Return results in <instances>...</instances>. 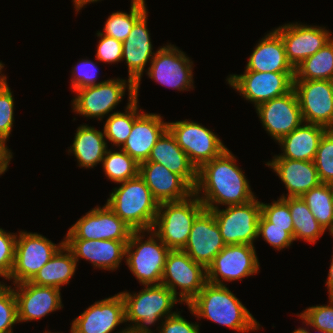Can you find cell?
Instances as JSON below:
<instances>
[{
    "label": "cell",
    "mask_w": 333,
    "mask_h": 333,
    "mask_svg": "<svg viewBox=\"0 0 333 333\" xmlns=\"http://www.w3.org/2000/svg\"><path fill=\"white\" fill-rule=\"evenodd\" d=\"M102 167L107 179L116 184L139 175V163L120 148L119 151L107 149Z\"/></svg>",
    "instance_id": "8d00e7d4"
},
{
    "label": "cell",
    "mask_w": 333,
    "mask_h": 333,
    "mask_svg": "<svg viewBox=\"0 0 333 333\" xmlns=\"http://www.w3.org/2000/svg\"><path fill=\"white\" fill-rule=\"evenodd\" d=\"M214 218L226 245H253L258 238L261 204L257 198L242 205L213 209Z\"/></svg>",
    "instance_id": "8fae6325"
},
{
    "label": "cell",
    "mask_w": 333,
    "mask_h": 333,
    "mask_svg": "<svg viewBox=\"0 0 333 333\" xmlns=\"http://www.w3.org/2000/svg\"><path fill=\"white\" fill-rule=\"evenodd\" d=\"M106 141L104 130L99 131L93 126L82 124L76 130L68 153L74 154L79 167L94 168L102 163L108 149Z\"/></svg>",
    "instance_id": "f546056e"
},
{
    "label": "cell",
    "mask_w": 333,
    "mask_h": 333,
    "mask_svg": "<svg viewBox=\"0 0 333 333\" xmlns=\"http://www.w3.org/2000/svg\"><path fill=\"white\" fill-rule=\"evenodd\" d=\"M328 277L326 281V286L328 289L329 297H333V254L331 257V264L329 266Z\"/></svg>",
    "instance_id": "681fc988"
},
{
    "label": "cell",
    "mask_w": 333,
    "mask_h": 333,
    "mask_svg": "<svg viewBox=\"0 0 333 333\" xmlns=\"http://www.w3.org/2000/svg\"><path fill=\"white\" fill-rule=\"evenodd\" d=\"M125 112L116 111L108 115L103 126L106 140L112 146L121 147L131 133L135 119L143 112L138 109V100L135 96H128Z\"/></svg>",
    "instance_id": "d6a6232c"
},
{
    "label": "cell",
    "mask_w": 333,
    "mask_h": 333,
    "mask_svg": "<svg viewBox=\"0 0 333 333\" xmlns=\"http://www.w3.org/2000/svg\"><path fill=\"white\" fill-rule=\"evenodd\" d=\"M160 326L157 327L158 333H200L199 324L187 321L180 315V311L166 317Z\"/></svg>",
    "instance_id": "7dc6e473"
},
{
    "label": "cell",
    "mask_w": 333,
    "mask_h": 333,
    "mask_svg": "<svg viewBox=\"0 0 333 333\" xmlns=\"http://www.w3.org/2000/svg\"><path fill=\"white\" fill-rule=\"evenodd\" d=\"M263 237L276 250H283L294 242V227L272 226L262 215L258 221V238Z\"/></svg>",
    "instance_id": "f35d334b"
},
{
    "label": "cell",
    "mask_w": 333,
    "mask_h": 333,
    "mask_svg": "<svg viewBox=\"0 0 333 333\" xmlns=\"http://www.w3.org/2000/svg\"><path fill=\"white\" fill-rule=\"evenodd\" d=\"M143 288L134 294L120 292L125 303V322L130 323L126 326L129 333H154L149 326L174 315L177 311L172 312L173 307L176 303H182L164 285H147Z\"/></svg>",
    "instance_id": "3957f363"
},
{
    "label": "cell",
    "mask_w": 333,
    "mask_h": 333,
    "mask_svg": "<svg viewBox=\"0 0 333 333\" xmlns=\"http://www.w3.org/2000/svg\"><path fill=\"white\" fill-rule=\"evenodd\" d=\"M147 15L148 12L134 24L129 35L122 42V61L125 60L128 66V79L135 84V99L137 100L145 67L156 54L153 50L151 36L147 27Z\"/></svg>",
    "instance_id": "7402d4cb"
},
{
    "label": "cell",
    "mask_w": 333,
    "mask_h": 333,
    "mask_svg": "<svg viewBox=\"0 0 333 333\" xmlns=\"http://www.w3.org/2000/svg\"><path fill=\"white\" fill-rule=\"evenodd\" d=\"M16 323L19 322L13 288L0 281V333H13Z\"/></svg>",
    "instance_id": "ab89813d"
},
{
    "label": "cell",
    "mask_w": 333,
    "mask_h": 333,
    "mask_svg": "<svg viewBox=\"0 0 333 333\" xmlns=\"http://www.w3.org/2000/svg\"><path fill=\"white\" fill-rule=\"evenodd\" d=\"M261 204V215L272 223V226L279 227H293V220L290 213L288 203L283 199L279 198L270 203Z\"/></svg>",
    "instance_id": "b9f144b4"
},
{
    "label": "cell",
    "mask_w": 333,
    "mask_h": 333,
    "mask_svg": "<svg viewBox=\"0 0 333 333\" xmlns=\"http://www.w3.org/2000/svg\"><path fill=\"white\" fill-rule=\"evenodd\" d=\"M204 209L205 206L194 193L181 201L160 203L151 230L170 250H182L193 222Z\"/></svg>",
    "instance_id": "8992f818"
},
{
    "label": "cell",
    "mask_w": 333,
    "mask_h": 333,
    "mask_svg": "<svg viewBox=\"0 0 333 333\" xmlns=\"http://www.w3.org/2000/svg\"><path fill=\"white\" fill-rule=\"evenodd\" d=\"M43 333H53V332L45 330ZM54 333H57V332H54ZM58 333H60V332H58Z\"/></svg>",
    "instance_id": "11a10c76"
},
{
    "label": "cell",
    "mask_w": 333,
    "mask_h": 333,
    "mask_svg": "<svg viewBox=\"0 0 333 333\" xmlns=\"http://www.w3.org/2000/svg\"><path fill=\"white\" fill-rule=\"evenodd\" d=\"M106 204L133 231L151 230L158 212L159 203L152 196L145 181L138 175L117 183Z\"/></svg>",
    "instance_id": "277c9868"
},
{
    "label": "cell",
    "mask_w": 333,
    "mask_h": 333,
    "mask_svg": "<svg viewBox=\"0 0 333 333\" xmlns=\"http://www.w3.org/2000/svg\"><path fill=\"white\" fill-rule=\"evenodd\" d=\"M207 283V270L183 250H170L166 257L161 285L188 305ZM177 288L180 289L177 292ZM179 295V297H178Z\"/></svg>",
    "instance_id": "52a82bcc"
},
{
    "label": "cell",
    "mask_w": 333,
    "mask_h": 333,
    "mask_svg": "<svg viewBox=\"0 0 333 333\" xmlns=\"http://www.w3.org/2000/svg\"><path fill=\"white\" fill-rule=\"evenodd\" d=\"M7 139L0 136V176L7 171L10 161L13 158V153L6 145Z\"/></svg>",
    "instance_id": "c3c4849f"
},
{
    "label": "cell",
    "mask_w": 333,
    "mask_h": 333,
    "mask_svg": "<svg viewBox=\"0 0 333 333\" xmlns=\"http://www.w3.org/2000/svg\"><path fill=\"white\" fill-rule=\"evenodd\" d=\"M74 3V8L76 9L75 11L78 12L79 10H81L85 5H87L88 3H94V2H98L101 0H72Z\"/></svg>",
    "instance_id": "816d5d0a"
},
{
    "label": "cell",
    "mask_w": 333,
    "mask_h": 333,
    "mask_svg": "<svg viewBox=\"0 0 333 333\" xmlns=\"http://www.w3.org/2000/svg\"><path fill=\"white\" fill-rule=\"evenodd\" d=\"M225 246L213 212L204 209L193 222L188 241L182 250L207 269Z\"/></svg>",
    "instance_id": "ffe728a7"
},
{
    "label": "cell",
    "mask_w": 333,
    "mask_h": 333,
    "mask_svg": "<svg viewBox=\"0 0 333 333\" xmlns=\"http://www.w3.org/2000/svg\"><path fill=\"white\" fill-rule=\"evenodd\" d=\"M145 232L149 236L144 241ZM169 251L152 230L133 231L126 245L124 259L140 284L160 285Z\"/></svg>",
    "instance_id": "5b68a950"
},
{
    "label": "cell",
    "mask_w": 333,
    "mask_h": 333,
    "mask_svg": "<svg viewBox=\"0 0 333 333\" xmlns=\"http://www.w3.org/2000/svg\"><path fill=\"white\" fill-rule=\"evenodd\" d=\"M297 316L311 328L333 333V297H329L328 305L308 307Z\"/></svg>",
    "instance_id": "60d3db41"
},
{
    "label": "cell",
    "mask_w": 333,
    "mask_h": 333,
    "mask_svg": "<svg viewBox=\"0 0 333 333\" xmlns=\"http://www.w3.org/2000/svg\"><path fill=\"white\" fill-rule=\"evenodd\" d=\"M245 70L256 72H295L288 61L281 36L272 30L253 48Z\"/></svg>",
    "instance_id": "83f0119b"
},
{
    "label": "cell",
    "mask_w": 333,
    "mask_h": 333,
    "mask_svg": "<svg viewBox=\"0 0 333 333\" xmlns=\"http://www.w3.org/2000/svg\"><path fill=\"white\" fill-rule=\"evenodd\" d=\"M314 163L321 183L333 184V129L320 140Z\"/></svg>",
    "instance_id": "74e56055"
},
{
    "label": "cell",
    "mask_w": 333,
    "mask_h": 333,
    "mask_svg": "<svg viewBox=\"0 0 333 333\" xmlns=\"http://www.w3.org/2000/svg\"><path fill=\"white\" fill-rule=\"evenodd\" d=\"M97 37L100 38L97 46L96 60L114 64L122 61L123 43L115 38L106 36L97 31Z\"/></svg>",
    "instance_id": "f6af8a7d"
},
{
    "label": "cell",
    "mask_w": 333,
    "mask_h": 333,
    "mask_svg": "<svg viewBox=\"0 0 333 333\" xmlns=\"http://www.w3.org/2000/svg\"><path fill=\"white\" fill-rule=\"evenodd\" d=\"M292 333H303L299 328L295 329Z\"/></svg>",
    "instance_id": "db71d44e"
},
{
    "label": "cell",
    "mask_w": 333,
    "mask_h": 333,
    "mask_svg": "<svg viewBox=\"0 0 333 333\" xmlns=\"http://www.w3.org/2000/svg\"><path fill=\"white\" fill-rule=\"evenodd\" d=\"M167 129L168 122H164L161 115L143 111L135 119L131 133L120 149L141 164L147 161L151 149Z\"/></svg>",
    "instance_id": "d4e9b609"
},
{
    "label": "cell",
    "mask_w": 333,
    "mask_h": 333,
    "mask_svg": "<svg viewBox=\"0 0 333 333\" xmlns=\"http://www.w3.org/2000/svg\"><path fill=\"white\" fill-rule=\"evenodd\" d=\"M294 80L333 81V38L295 67Z\"/></svg>",
    "instance_id": "836d02e7"
},
{
    "label": "cell",
    "mask_w": 333,
    "mask_h": 333,
    "mask_svg": "<svg viewBox=\"0 0 333 333\" xmlns=\"http://www.w3.org/2000/svg\"><path fill=\"white\" fill-rule=\"evenodd\" d=\"M250 187L242 168L236 164L235 156L227 148L197 170L194 194L205 209L213 210L220 208V204L242 205L252 201L256 195Z\"/></svg>",
    "instance_id": "6da1fadb"
},
{
    "label": "cell",
    "mask_w": 333,
    "mask_h": 333,
    "mask_svg": "<svg viewBox=\"0 0 333 333\" xmlns=\"http://www.w3.org/2000/svg\"><path fill=\"white\" fill-rule=\"evenodd\" d=\"M60 290L30 281L15 284L13 291L17 300L18 322L38 320L63 308Z\"/></svg>",
    "instance_id": "44dd1931"
},
{
    "label": "cell",
    "mask_w": 333,
    "mask_h": 333,
    "mask_svg": "<svg viewBox=\"0 0 333 333\" xmlns=\"http://www.w3.org/2000/svg\"><path fill=\"white\" fill-rule=\"evenodd\" d=\"M4 67V63L0 61V91H3L9 87L6 75L2 74Z\"/></svg>",
    "instance_id": "f907efd6"
},
{
    "label": "cell",
    "mask_w": 333,
    "mask_h": 333,
    "mask_svg": "<svg viewBox=\"0 0 333 333\" xmlns=\"http://www.w3.org/2000/svg\"><path fill=\"white\" fill-rule=\"evenodd\" d=\"M289 205L294 227V241L302 239L315 244L324 234V228L318 223L310 208L301 197H284Z\"/></svg>",
    "instance_id": "1f68e13d"
},
{
    "label": "cell",
    "mask_w": 333,
    "mask_h": 333,
    "mask_svg": "<svg viewBox=\"0 0 333 333\" xmlns=\"http://www.w3.org/2000/svg\"><path fill=\"white\" fill-rule=\"evenodd\" d=\"M295 72H256L244 70V74H230L226 81L240 96L259 104L282 96L293 88Z\"/></svg>",
    "instance_id": "7c38bea8"
},
{
    "label": "cell",
    "mask_w": 333,
    "mask_h": 333,
    "mask_svg": "<svg viewBox=\"0 0 333 333\" xmlns=\"http://www.w3.org/2000/svg\"><path fill=\"white\" fill-rule=\"evenodd\" d=\"M76 268L77 262L73 253L64 244L30 282L61 289L62 286L69 284Z\"/></svg>",
    "instance_id": "4dcf8cb0"
},
{
    "label": "cell",
    "mask_w": 333,
    "mask_h": 333,
    "mask_svg": "<svg viewBox=\"0 0 333 333\" xmlns=\"http://www.w3.org/2000/svg\"><path fill=\"white\" fill-rule=\"evenodd\" d=\"M150 66L145 70L150 79L178 91L194 87L193 61L178 47L170 44L158 47Z\"/></svg>",
    "instance_id": "4fadbf2b"
},
{
    "label": "cell",
    "mask_w": 333,
    "mask_h": 333,
    "mask_svg": "<svg viewBox=\"0 0 333 333\" xmlns=\"http://www.w3.org/2000/svg\"><path fill=\"white\" fill-rule=\"evenodd\" d=\"M266 165L273 169L288 192L287 196L282 194L280 198L301 197L321 183L314 161L272 158Z\"/></svg>",
    "instance_id": "484cf974"
},
{
    "label": "cell",
    "mask_w": 333,
    "mask_h": 333,
    "mask_svg": "<svg viewBox=\"0 0 333 333\" xmlns=\"http://www.w3.org/2000/svg\"><path fill=\"white\" fill-rule=\"evenodd\" d=\"M17 235L0 228V277L8 280L15 261Z\"/></svg>",
    "instance_id": "ee69618b"
},
{
    "label": "cell",
    "mask_w": 333,
    "mask_h": 333,
    "mask_svg": "<svg viewBox=\"0 0 333 333\" xmlns=\"http://www.w3.org/2000/svg\"><path fill=\"white\" fill-rule=\"evenodd\" d=\"M71 89L75 92L78 89L94 86L104 81L96 82L98 78V68L96 64L88 59H82L72 67Z\"/></svg>",
    "instance_id": "7bdbcfd3"
},
{
    "label": "cell",
    "mask_w": 333,
    "mask_h": 333,
    "mask_svg": "<svg viewBox=\"0 0 333 333\" xmlns=\"http://www.w3.org/2000/svg\"><path fill=\"white\" fill-rule=\"evenodd\" d=\"M304 123L333 129V81L293 80Z\"/></svg>",
    "instance_id": "2e32d148"
},
{
    "label": "cell",
    "mask_w": 333,
    "mask_h": 333,
    "mask_svg": "<svg viewBox=\"0 0 333 333\" xmlns=\"http://www.w3.org/2000/svg\"><path fill=\"white\" fill-rule=\"evenodd\" d=\"M139 175L160 204L187 199L194 190L177 174L162 164L143 162L139 164Z\"/></svg>",
    "instance_id": "cb8c5ba5"
},
{
    "label": "cell",
    "mask_w": 333,
    "mask_h": 333,
    "mask_svg": "<svg viewBox=\"0 0 333 333\" xmlns=\"http://www.w3.org/2000/svg\"><path fill=\"white\" fill-rule=\"evenodd\" d=\"M299 329L303 332V333H311L310 330L306 329V327H299ZM314 330L316 329V331L318 333H330V332H326V331H323L321 329H317V328H313Z\"/></svg>",
    "instance_id": "f5cc1de1"
},
{
    "label": "cell",
    "mask_w": 333,
    "mask_h": 333,
    "mask_svg": "<svg viewBox=\"0 0 333 333\" xmlns=\"http://www.w3.org/2000/svg\"><path fill=\"white\" fill-rule=\"evenodd\" d=\"M301 198L310 208L318 223L333 236V188L331 184L320 183L305 192Z\"/></svg>",
    "instance_id": "e575fe53"
},
{
    "label": "cell",
    "mask_w": 333,
    "mask_h": 333,
    "mask_svg": "<svg viewBox=\"0 0 333 333\" xmlns=\"http://www.w3.org/2000/svg\"><path fill=\"white\" fill-rule=\"evenodd\" d=\"M128 89V96H135V84L130 79H108L103 83L76 90L72 101L73 112L102 121L117 107Z\"/></svg>",
    "instance_id": "ba28073f"
},
{
    "label": "cell",
    "mask_w": 333,
    "mask_h": 333,
    "mask_svg": "<svg viewBox=\"0 0 333 333\" xmlns=\"http://www.w3.org/2000/svg\"><path fill=\"white\" fill-rule=\"evenodd\" d=\"M133 230L110 207L95 206L73 224L64 239L129 241Z\"/></svg>",
    "instance_id": "9a60e30c"
},
{
    "label": "cell",
    "mask_w": 333,
    "mask_h": 333,
    "mask_svg": "<svg viewBox=\"0 0 333 333\" xmlns=\"http://www.w3.org/2000/svg\"><path fill=\"white\" fill-rule=\"evenodd\" d=\"M14 96L10 87L0 91V136L9 139L14 124Z\"/></svg>",
    "instance_id": "bcb514c9"
},
{
    "label": "cell",
    "mask_w": 333,
    "mask_h": 333,
    "mask_svg": "<svg viewBox=\"0 0 333 333\" xmlns=\"http://www.w3.org/2000/svg\"><path fill=\"white\" fill-rule=\"evenodd\" d=\"M328 129L310 123H302L279 142L283 153L273 158L314 161L321 138Z\"/></svg>",
    "instance_id": "f1b7e54d"
},
{
    "label": "cell",
    "mask_w": 333,
    "mask_h": 333,
    "mask_svg": "<svg viewBox=\"0 0 333 333\" xmlns=\"http://www.w3.org/2000/svg\"><path fill=\"white\" fill-rule=\"evenodd\" d=\"M18 233H16L14 266L8 279H13V285L31 281L64 245V239L56 245L37 232L20 231Z\"/></svg>",
    "instance_id": "9c48e42d"
},
{
    "label": "cell",
    "mask_w": 333,
    "mask_h": 333,
    "mask_svg": "<svg viewBox=\"0 0 333 333\" xmlns=\"http://www.w3.org/2000/svg\"><path fill=\"white\" fill-rule=\"evenodd\" d=\"M130 8L129 14L122 11L110 14L104 23L103 32L100 30L99 33L123 42L134 24L148 12L145 0H131Z\"/></svg>",
    "instance_id": "d590c367"
},
{
    "label": "cell",
    "mask_w": 333,
    "mask_h": 333,
    "mask_svg": "<svg viewBox=\"0 0 333 333\" xmlns=\"http://www.w3.org/2000/svg\"><path fill=\"white\" fill-rule=\"evenodd\" d=\"M207 282L226 285L225 282L241 280L260 272L254 245H226L208 266Z\"/></svg>",
    "instance_id": "5bb4252c"
},
{
    "label": "cell",
    "mask_w": 333,
    "mask_h": 333,
    "mask_svg": "<svg viewBox=\"0 0 333 333\" xmlns=\"http://www.w3.org/2000/svg\"><path fill=\"white\" fill-rule=\"evenodd\" d=\"M226 286L207 282L187 305L190 313L240 333L258 331L259 322Z\"/></svg>",
    "instance_id": "7a4b0ae2"
},
{
    "label": "cell",
    "mask_w": 333,
    "mask_h": 333,
    "mask_svg": "<svg viewBox=\"0 0 333 333\" xmlns=\"http://www.w3.org/2000/svg\"><path fill=\"white\" fill-rule=\"evenodd\" d=\"M255 109L263 128L276 142L303 123L294 88L282 96L259 104Z\"/></svg>",
    "instance_id": "e0dca14e"
},
{
    "label": "cell",
    "mask_w": 333,
    "mask_h": 333,
    "mask_svg": "<svg viewBox=\"0 0 333 333\" xmlns=\"http://www.w3.org/2000/svg\"><path fill=\"white\" fill-rule=\"evenodd\" d=\"M168 130L197 170L227 149L215 132L189 119L168 122Z\"/></svg>",
    "instance_id": "30bf717a"
},
{
    "label": "cell",
    "mask_w": 333,
    "mask_h": 333,
    "mask_svg": "<svg viewBox=\"0 0 333 333\" xmlns=\"http://www.w3.org/2000/svg\"><path fill=\"white\" fill-rule=\"evenodd\" d=\"M282 38L288 61L295 68L314 55L331 37V31L322 26L287 23L274 29Z\"/></svg>",
    "instance_id": "d6986e66"
},
{
    "label": "cell",
    "mask_w": 333,
    "mask_h": 333,
    "mask_svg": "<svg viewBox=\"0 0 333 333\" xmlns=\"http://www.w3.org/2000/svg\"><path fill=\"white\" fill-rule=\"evenodd\" d=\"M145 162L162 164L179 175L193 190L196 187L197 169L168 129L157 140Z\"/></svg>",
    "instance_id": "4316f807"
},
{
    "label": "cell",
    "mask_w": 333,
    "mask_h": 333,
    "mask_svg": "<svg viewBox=\"0 0 333 333\" xmlns=\"http://www.w3.org/2000/svg\"><path fill=\"white\" fill-rule=\"evenodd\" d=\"M127 243L128 241L104 239H64V244L73 253L77 263L83 258L92 263L94 268L108 271L120 267Z\"/></svg>",
    "instance_id": "603a6c76"
},
{
    "label": "cell",
    "mask_w": 333,
    "mask_h": 333,
    "mask_svg": "<svg viewBox=\"0 0 333 333\" xmlns=\"http://www.w3.org/2000/svg\"><path fill=\"white\" fill-rule=\"evenodd\" d=\"M125 323V303L121 293L94 302L71 323L70 333H111ZM119 333H129L127 328Z\"/></svg>",
    "instance_id": "ac0fdd59"
}]
</instances>
